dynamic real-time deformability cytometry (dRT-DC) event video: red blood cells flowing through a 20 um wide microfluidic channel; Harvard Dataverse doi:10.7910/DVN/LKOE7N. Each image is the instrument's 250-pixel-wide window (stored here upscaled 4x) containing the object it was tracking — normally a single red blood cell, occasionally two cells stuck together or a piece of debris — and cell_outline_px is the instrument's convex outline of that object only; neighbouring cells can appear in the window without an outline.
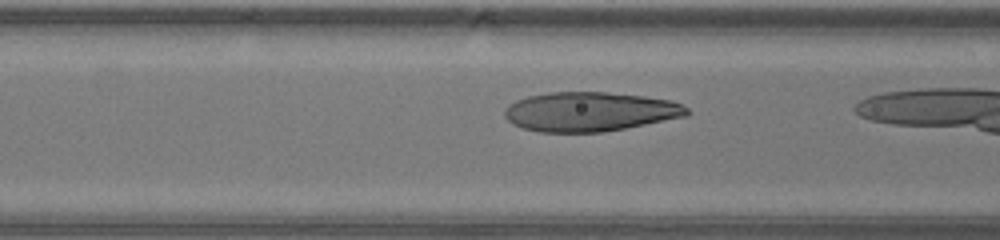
{"species": "human", "species_latin": "Homo sapiens", "temperature_condition": "warm", "stored_images_in_passage": 12, "camera_frame_rate_fps": 3000, "um_per_image_px": 0.085, "donor": {"sex": "male"}, "frame": {"image": 1, "passage_image": 10, "time_ms": 3.0, "image_size_px": [1000, 240], "cell_outline_px": [[692, 112], [688, 116], [604, 132], [540, 132], [524, 128], [512, 124], [504, 116], [504, 108], [508, 104], [516, 100], [528, 96], [548, 92], [604, 92], [644, 96], [668, 100], [680, 104], [688, 108]], "centroid_in_image_um": [50.13, 9.49], "position_along_channel_um": 116.5, "area_um2": 41.91}}